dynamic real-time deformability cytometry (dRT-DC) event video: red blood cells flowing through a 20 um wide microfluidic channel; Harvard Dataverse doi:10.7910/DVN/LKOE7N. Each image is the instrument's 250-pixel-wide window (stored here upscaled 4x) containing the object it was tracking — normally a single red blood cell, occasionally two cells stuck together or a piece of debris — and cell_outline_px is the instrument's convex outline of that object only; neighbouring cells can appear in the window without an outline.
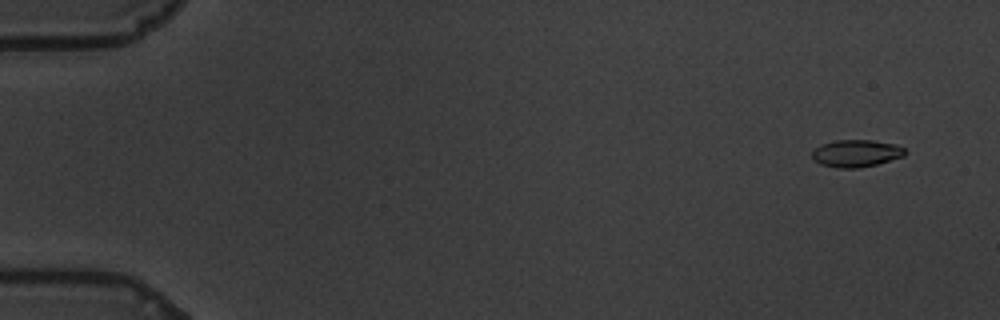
{"species": "common noctule bat (a hibernating species)", "species_latin": "Nyctalus noctula", "temperature_condition": "warm", "stored_images_in_passage": 16, "camera_frame_rate_fps": 3000, "um_per_image_px": 0.085, "animal": {"sex": "male", "body_mass_g": 19.5, "forearm_length_mm": 54.6}, "frame": {"image": 1, "passage_image": 4, "time_ms": 1.0, "image_size_px": [1000, 320], "cell_outline_px": [[908, 152], [904, 156], [876, 164], [860, 168], [836, 168], [820, 164], [812, 156], [812, 148], [820, 144], [836, 140], [872, 140], [896, 144], [904, 148]], "centroid_in_image_um": [72.77, 13.03], "position_along_channel_um": 12.2, "area_um2": 14.91}}